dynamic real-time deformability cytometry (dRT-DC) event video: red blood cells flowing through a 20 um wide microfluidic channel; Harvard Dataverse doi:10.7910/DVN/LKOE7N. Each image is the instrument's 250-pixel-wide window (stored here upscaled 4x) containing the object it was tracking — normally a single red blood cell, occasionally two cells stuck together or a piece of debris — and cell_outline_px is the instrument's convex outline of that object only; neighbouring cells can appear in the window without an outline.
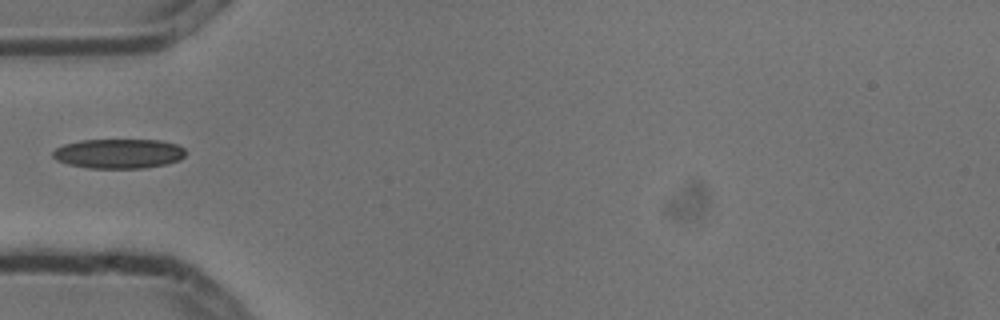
{"species": "common noctule bat (a hibernating species)", "species_latin": "Nyctalus noctula", "temperature_condition": "cold", "stored_images_in_passage": 2, "camera_frame_rate_fps": 3000, "um_per_image_px": 0.085, "animal": {"sex": "male", "body_mass_g": 13.3}, "frame": {"image": 1, "passage_image": 1, "time_ms": 0.0, "image_size_px": [1000, 320], "cell_outline_px": [[184, 156], [180, 160], [164, 164], [144, 168], [88, 168], [68, 164], [56, 160], [52, 156], [52, 152], [56, 148], [64, 144], [80, 140], [160, 140], [176, 144], [184, 148]], "centroid_in_image_um": [10.06, 13.05], "position_along_channel_um": 74.9, "area_um2": 22.89}}
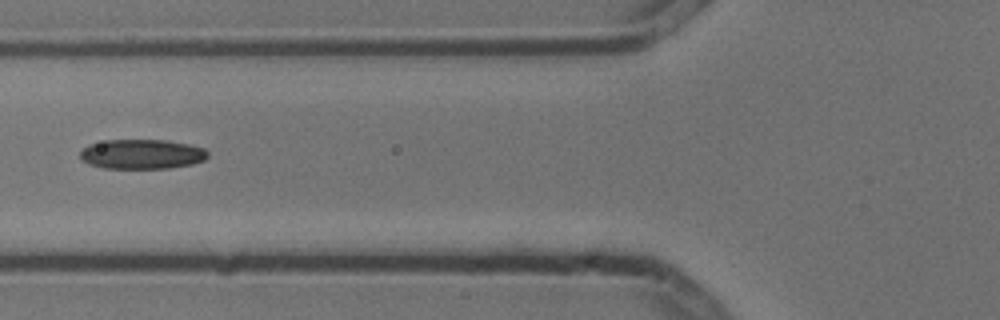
{"frame": {"image": 2, "passage_image": 2, "time_ms": 0.333, "image_size_px": [1000, 320], "cell_outline_px": [[208, 156], [204, 160], [192, 164], [168, 168], [104, 168], [88, 164], [80, 156], [80, 152], [88, 144], [104, 140], [168, 140], [188, 144], [204, 148], [208, 152]], "centroid_in_image_um": [12.06, 13.09], "position_along_channel_um": 113.7, "area_um2": 22.08}}